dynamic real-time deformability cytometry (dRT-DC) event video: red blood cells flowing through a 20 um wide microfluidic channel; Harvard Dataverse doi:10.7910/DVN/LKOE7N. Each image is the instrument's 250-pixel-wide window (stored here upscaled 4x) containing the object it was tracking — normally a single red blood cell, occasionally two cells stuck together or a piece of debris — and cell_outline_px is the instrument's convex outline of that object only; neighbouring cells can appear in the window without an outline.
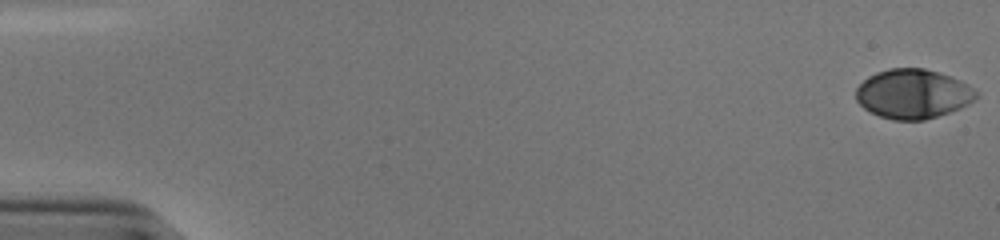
{"species": "human", "species_latin": "Homo sapiens", "temperature_condition": "cold", "stored_images_in_passage": 54, "camera_frame_rate_fps": 3000, "um_per_image_px": 0.085, "donor": {"sex": "male"}, "frame": {"image": 1, "passage_image": 1, "time_ms": 0.0, "image_size_px": [1000, 240], "cell_outline_px": [[980, 96], [976, 100], [960, 108], [924, 120], [892, 120], [880, 116], [864, 108], [856, 100], [856, 88], [868, 76], [876, 72], [888, 68], [924, 68], [940, 72], [952, 76], [968, 84], [980, 92]], "centroid_in_image_um": [77.64, 7.96], "position_along_channel_um": 7.4, "area_um2": 34.91}}
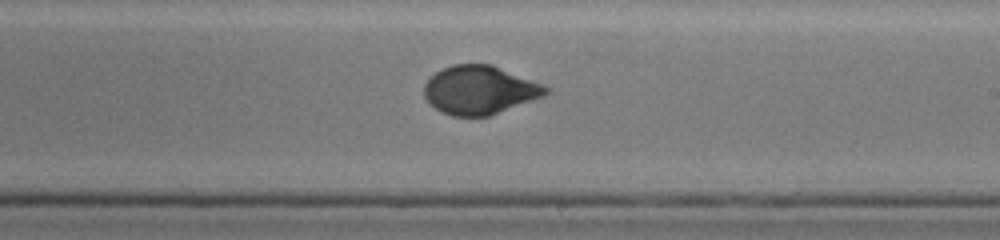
{"frame": {"image": 2, "passage_image": 33, "time_ms": 10.667, "image_size_px": [1000, 240], "cell_outline_px": [[548, 92], [544, 96], [488, 116], [452, 116], [440, 112], [424, 96], [424, 84], [436, 72], [452, 64], [492, 64], [540, 84], [548, 88]], "centroid_in_image_um": [40.74, 7.65], "position_along_channel_um": 248.3, "area_um2": 33.93}}
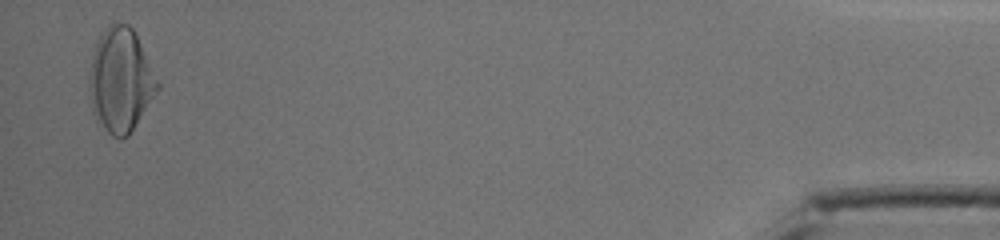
{"frame": {"image": 3, "passage_image": 53, "time_ms": 17.333, "image_size_px": [1000, 240], "cell_outline_px": [[160, 88], [128, 136], [112, 136], [96, 124], [92, 112], [88, 84], [88, 80], [92, 56], [96, 44], [100, 36], [108, 24], [112, 20], [128, 24], [132, 28], [160, 80]], "centroid_in_image_um": [10.24, 6.81], "position_along_channel_um": 425.0, "area_um2": 41.73}, "authors_computed_cell_mechanics": {"area_um2": 34.6511, "velocity_mm_per_s": 3.8486, "shape_relaxation_time_tau1_ms": 4.8026, "shape_relaxation_time_tau2_ms": null, "deformation_change_tau1": 0.1936, "deformation_change_tau2": null}}